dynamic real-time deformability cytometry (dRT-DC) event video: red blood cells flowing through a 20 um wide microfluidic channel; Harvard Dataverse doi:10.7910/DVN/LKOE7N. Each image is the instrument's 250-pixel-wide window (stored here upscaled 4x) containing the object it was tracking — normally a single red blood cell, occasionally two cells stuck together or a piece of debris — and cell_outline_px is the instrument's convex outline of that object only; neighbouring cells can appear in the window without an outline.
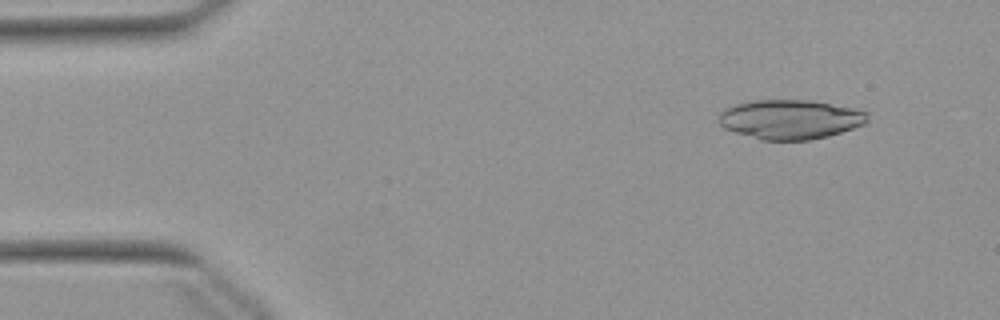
{"species": "Egyptian fruit bat (a non-hibernating species)", "species_latin": "Rousettus aegyptiacus", "temperature_condition": "warm", "stored_images_in_passage": 51, "camera_frame_rate_fps": 3000, "um_per_image_px": 0.085, "animal": {"sex": "female"}, "frame": {"image": 1, "passage_image": 5, "time_ms": 1.333, "image_size_px": [1000, 320], "cell_outline_px": [[868, 120], [864, 124], [828, 136], [808, 140], [760, 140], [724, 128], [720, 124], [720, 112], [724, 108], [736, 104], [752, 100], [808, 100], [852, 108], [868, 112]], "centroid_in_image_um": [67.15, 10.14], "position_along_channel_um": 17.8, "area_um2": 33.93}}